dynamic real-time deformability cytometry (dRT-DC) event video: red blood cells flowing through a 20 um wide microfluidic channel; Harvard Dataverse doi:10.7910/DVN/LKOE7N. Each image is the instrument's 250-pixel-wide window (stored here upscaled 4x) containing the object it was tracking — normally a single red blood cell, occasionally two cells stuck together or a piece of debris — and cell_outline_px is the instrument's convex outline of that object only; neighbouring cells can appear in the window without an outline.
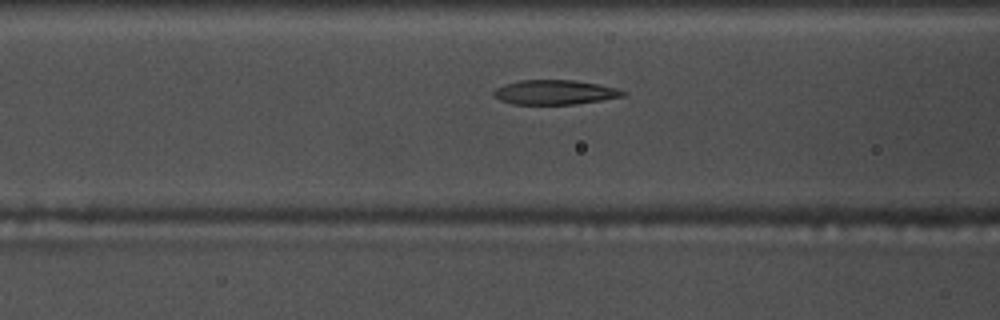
{"species": "common noctule bat (a hibernating species)", "species_latin": "Nyctalus noctula", "temperature_condition": "warm", "stored_images_in_passage": 14, "camera_frame_rate_fps": 3000, "um_per_image_px": 0.085, "animal": {"sex": "male", "body_mass_g": 17.5, "forearm_length_mm": 52.3}, "frame": {"image": 1, "passage_image": 8, "time_ms": 2.333, "image_size_px": [1000, 320], "cell_outline_px": [[624, 96], [576, 104], [512, 104], [500, 100], [492, 96], [492, 92], [496, 88], [504, 84], [520, 80], [576, 80], [600, 84], [616, 88], [624, 92]], "centroid_in_image_um": [47.1, 7.84], "position_along_channel_um": 119.5, "area_um2": 18.5}}